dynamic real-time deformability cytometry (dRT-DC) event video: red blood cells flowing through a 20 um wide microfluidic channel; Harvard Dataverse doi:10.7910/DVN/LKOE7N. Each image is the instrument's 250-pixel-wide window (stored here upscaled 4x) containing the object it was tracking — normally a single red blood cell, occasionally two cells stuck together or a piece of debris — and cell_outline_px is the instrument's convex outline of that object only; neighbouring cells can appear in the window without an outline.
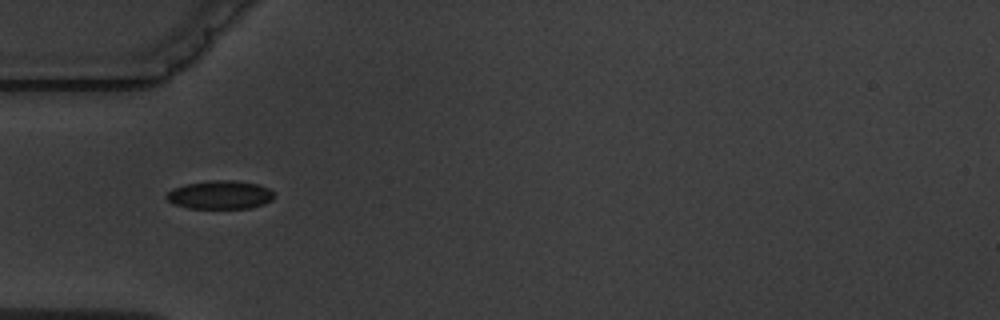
{"species": "common noctule bat (a hibernating species)", "species_latin": "Nyctalus noctula", "temperature_condition": "warm", "stored_images_in_passage": 5, "camera_frame_rate_fps": 3000, "um_per_image_px": 0.085, "animal": {"sex": "male", "body_mass_g": 19.5, "forearm_length_mm": 54.6}, "frame": {"image": 1, "passage_image": 3, "time_ms": 2.333, "image_size_px": [1000, 320], "cell_outline_px": [[276, 196], [272, 200], [264, 204], [248, 208], [188, 208], [176, 204], [168, 200], [164, 196], [172, 188], [184, 184], [208, 180], [236, 180], [260, 184], [276, 192]], "centroid_in_image_um": [18.74, 16.54], "position_along_channel_um": 66.3, "area_um2": 18.15}}
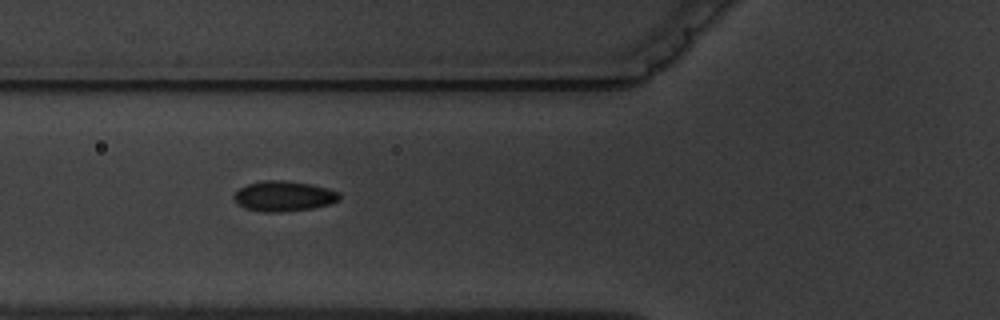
{"frame": {"image": 2, "passage_image": 4, "time_ms": 3.333, "image_size_px": [1000, 320], "cell_outline_px": [[340, 200], [328, 204], [312, 208], [280, 212], [264, 212], [244, 208], [236, 204], [232, 196], [240, 188], [248, 184], [264, 180], [284, 180], [312, 184], [328, 188], [340, 192]], "centroid_in_image_um": [24.11, 16.67], "position_along_channel_um": 101.7, "area_um2": 18.73}}